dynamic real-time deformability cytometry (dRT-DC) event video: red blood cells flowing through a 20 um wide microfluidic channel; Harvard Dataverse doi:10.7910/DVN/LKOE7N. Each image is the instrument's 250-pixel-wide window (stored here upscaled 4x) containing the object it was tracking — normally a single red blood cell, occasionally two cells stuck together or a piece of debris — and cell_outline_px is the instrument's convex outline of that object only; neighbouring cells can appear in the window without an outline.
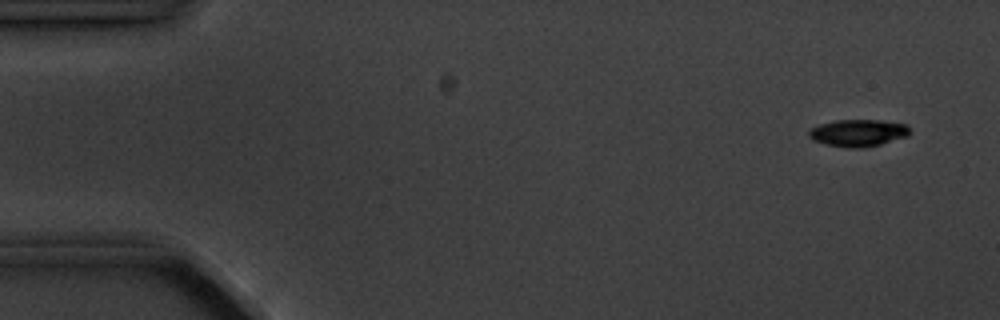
{"species": "common noctule bat (a hibernating species)", "species_latin": "Nyctalus noctula", "temperature_condition": "cold", "stored_images_in_passage": 10, "camera_frame_rate_fps": 3000, "um_per_image_px": 0.085, "animal": {"sex": "male", "body_mass_g": 20.1, "forearm_length_mm": 53.5}, "frame": {"image": 1, "passage_image": 1, "time_ms": 0.0, "image_size_px": [1000, 320], "cell_outline_px": [[912, 132], [908, 136], [880, 144], [864, 148], [848, 148], [824, 144], [812, 140], [808, 136], [808, 132], [812, 128], [820, 124], [836, 120], [880, 120], [908, 124]], "centroid_in_image_um": [72.97, 11.3], "position_along_channel_um": 12.0, "area_um2": 16.13}}
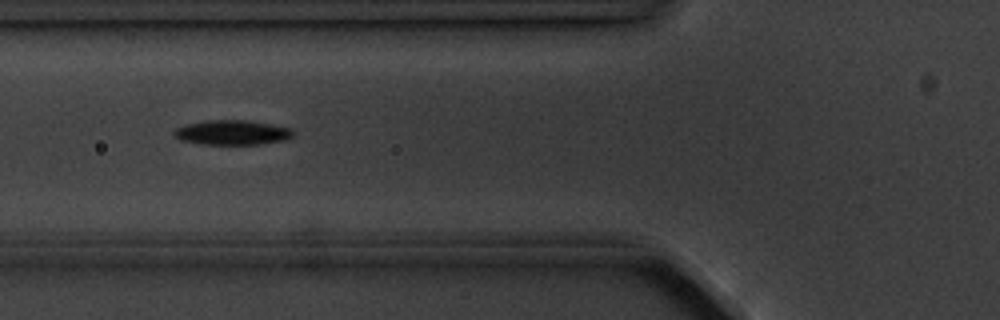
{"frame": {"image": 2, "passage_image": 6, "time_ms": 5.667, "image_size_px": [1000, 320], "cell_outline_px": [[292, 136], [284, 140], [260, 144], [204, 144], [180, 140], [172, 136], [172, 132], [176, 128], [184, 124], [208, 120], [248, 120], [292, 128]], "centroid_in_image_um": [19.68, 11.26], "position_along_channel_um": 106.1, "area_um2": 17.17}}